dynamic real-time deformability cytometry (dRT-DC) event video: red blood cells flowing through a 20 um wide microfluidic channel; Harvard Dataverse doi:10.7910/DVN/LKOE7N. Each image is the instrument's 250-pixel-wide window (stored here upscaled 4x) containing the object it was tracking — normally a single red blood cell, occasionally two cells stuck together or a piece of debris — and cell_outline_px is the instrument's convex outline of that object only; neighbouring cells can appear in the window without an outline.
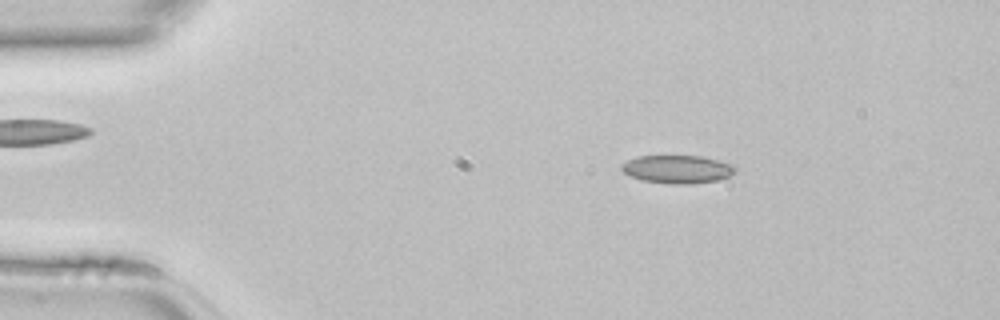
{"species": "common noctule bat (a hibernating species)", "species_latin": "Nyctalus noctula", "temperature_condition": "room temperature", "stored_images_in_passage": 44, "camera_frame_rate_fps": 3000, "um_per_image_px": 0.085, "animal": {"sex": "female", "body_mass_g": 22.7, "forearm_length_mm": 54.2}, "frame": {"image": 1, "passage_image": 7, "time_ms": 2.0, "image_size_px": [1000, 320], "cell_outline_px": [[736, 168], [728, 176], [716, 180], [688, 184], [668, 184], [644, 180], [632, 176], [624, 172], [620, 168], [620, 164], [636, 156], [700, 156], [736, 164]], "centroid_in_image_um": [57.56, 14.37], "position_along_channel_um": 27.4, "area_um2": 18.5}}
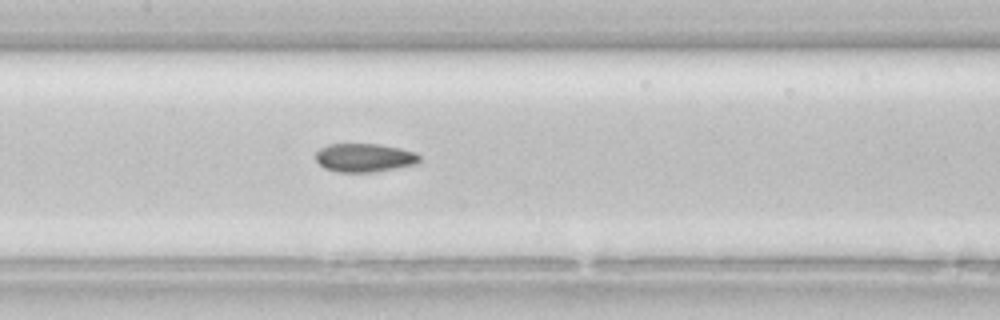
{"frame": {"image": 2, "passage_image": 21, "time_ms": 6.667, "image_size_px": [1000, 320], "cell_outline_px": [[420, 164], [372, 172], [336, 172], [324, 168], [316, 160], [316, 152], [320, 148], [328, 144], [380, 144], [400, 148], [416, 152], [420, 156]], "centroid_in_image_um": [31.0, 13.4], "position_along_channel_um": 176.4, "area_um2": 17.46}}
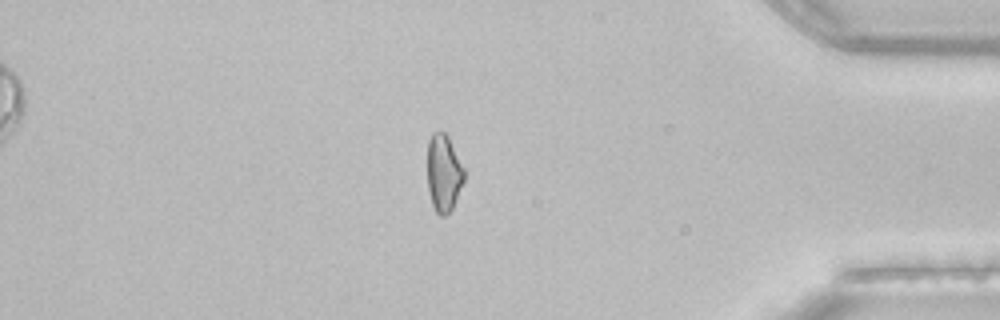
{"frame": {"image": 3, "passage_image": 38, "time_ms": 12.333, "image_size_px": [1000, 320], "cell_outline_px": [[464, 180], [452, 208], [444, 216], [440, 216], [436, 212], [432, 204], [428, 192], [428, 140], [432, 132], [440, 128], [448, 136], [464, 168]], "centroid_in_image_um": [37.7, 14.66], "position_along_channel_um": 397.5, "area_um2": 16.59}}